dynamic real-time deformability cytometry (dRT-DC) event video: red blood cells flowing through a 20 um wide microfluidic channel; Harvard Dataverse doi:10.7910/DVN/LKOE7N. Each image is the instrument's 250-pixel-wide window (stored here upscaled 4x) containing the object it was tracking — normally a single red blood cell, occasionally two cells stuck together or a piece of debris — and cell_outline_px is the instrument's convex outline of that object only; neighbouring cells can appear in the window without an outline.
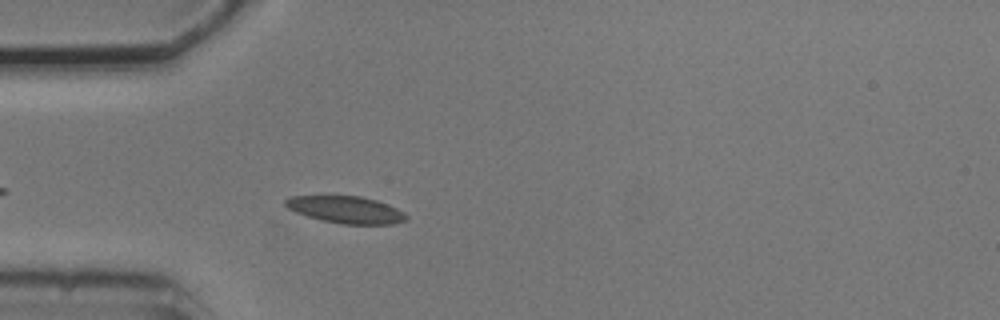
{"species": "common noctule bat (a hibernating species)", "species_latin": "Nyctalus noctula", "temperature_condition": "cold", "stored_images_in_passage": 4, "camera_frame_rate_fps": 3000, "um_per_image_px": 0.085, "animal": {"sex": "male", "body_mass_g": 20.5, "forearm_length_mm": 52.5}, "frame": {"image": 1, "passage_image": 4, "time_ms": 3.333, "image_size_px": [1000, 320], "cell_outline_px": [[408, 220], [392, 224], [344, 224], [324, 220], [308, 216], [296, 212], [288, 208], [284, 204], [284, 200], [288, 196], [360, 196], [376, 200], [388, 204], [404, 212], [408, 216]], "centroid_in_image_um": [29.42, 17.82], "position_along_channel_um": 55.6, "area_um2": 18.96}}